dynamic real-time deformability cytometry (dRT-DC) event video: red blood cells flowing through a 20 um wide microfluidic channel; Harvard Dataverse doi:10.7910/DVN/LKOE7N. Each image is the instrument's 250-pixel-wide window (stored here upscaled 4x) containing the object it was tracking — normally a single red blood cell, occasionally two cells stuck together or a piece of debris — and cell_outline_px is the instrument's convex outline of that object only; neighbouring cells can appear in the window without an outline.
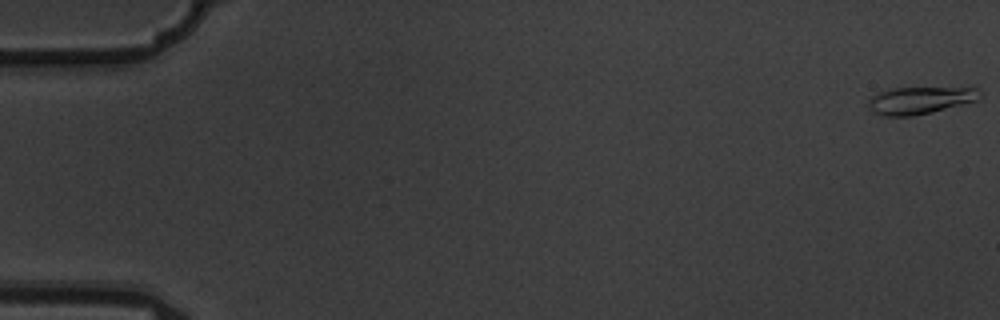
{"species": "common noctule bat (a hibernating species)", "species_latin": "Nyctalus noctula", "temperature_condition": "warm", "stored_images_in_passage": 9, "camera_frame_rate_fps": 3000, "um_per_image_px": 0.085, "animal": {"sex": "male", "body_mass_g": 19.5, "forearm_length_mm": 54.6}, "frame": {"image": 1, "passage_image": 1, "time_ms": 0.0, "image_size_px": [1000, 320], "cell_outline_px": [[980, 96], [976, 100], [932, 112], [912, 116], [884, 116], [872, 112], [868, 108], [868, 100], [876, 92], [892, 88], [980, 88]], "centroid_in_image_um": [78.13, 8.53], "position_along_channel_um": 6.9, "area_um2": 17.63}}
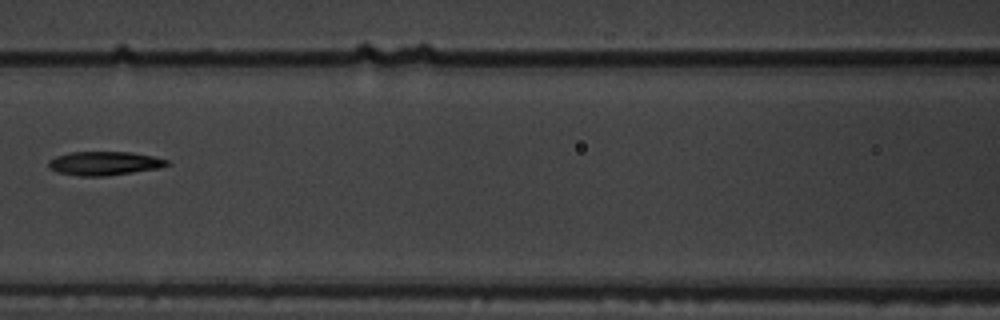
{"frame": {"image": 2, "passage_image": 8, "time_ms": 2.333, "image_size_px": [1000, 320], "cell_outline_px": [[172, 164], [160, 168], [104, 176], [76, 176], [56, 172], [48, 168], [48, 160], [56, 156], [72, 152], [132, 152], [152, 156], [168, 160]], "centroid_in_image_um": [8.85, 13.89], "position_along_channel_um": 157.7, "area_um2": 16.53}}
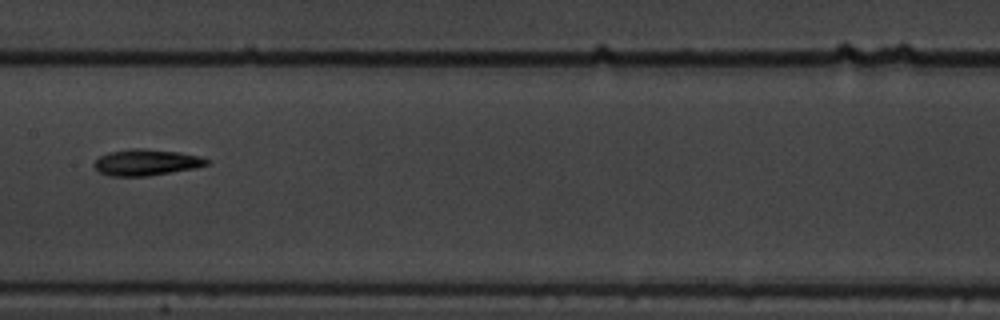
{"frame": {"image": 3, "passage_image": 9, "time_ms": 2.667, "image_size_px": [1000, 320], "cell_outline_px": [[212, 160], [208, 164], [196, 168], [148, 176], [108, 176], [100, 172], [92, 164], [100, 156], [112, 152], [132, 148], [144, 148], [180, 152], [200, 156]], "centroid_in_image_um": [12.48, 13.8], "position_along_channel_um": 194.9, "area_um2": 17.28}}